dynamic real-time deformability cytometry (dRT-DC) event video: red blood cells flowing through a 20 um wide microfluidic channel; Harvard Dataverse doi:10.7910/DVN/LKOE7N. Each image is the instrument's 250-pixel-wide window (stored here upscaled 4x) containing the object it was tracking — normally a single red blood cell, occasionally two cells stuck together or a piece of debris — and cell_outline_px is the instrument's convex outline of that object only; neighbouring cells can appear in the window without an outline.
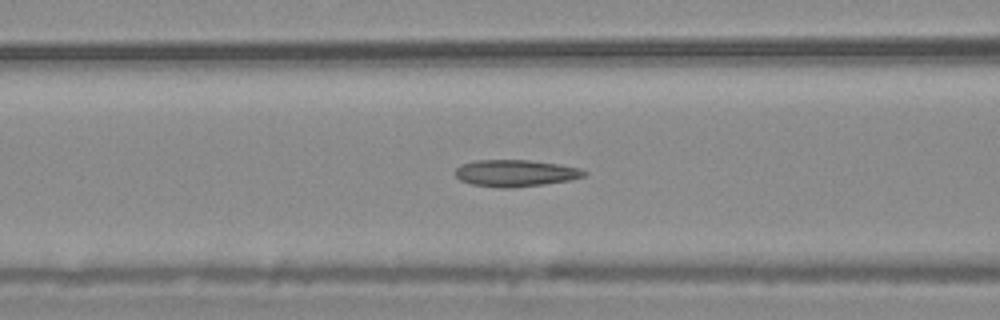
{"species": "common noctule bat (a hibernating species)", "species_latin": "Nyctalus noctula", "temperature_condition": "warm", "stored_images_in_passage": 56, "segment_of_instrument_passage": [1, 2], "camera_frame_rate_fps": 3000, "um_per_image_px": 0.085, "animal": {"sex": "male", "body_mass_g": 20.4}, "frame": {"image": 1, "passage_image": 22, "time_ms": 7.0, "image_size_px": [1000, 320], "cell_outline_px": [[588, 172], [584, 176], [568, 180], [544, 184], [512, 188], [504, 188], [472, 184], [460, 180], [452, 172], [460, 164], [476, 160], [528, 160], [560, 164], [580, 168]], "centroid_in_image_um": [43.78, 14.71], "position_along_channel_um": 122.8, "area_um2": 20.17}}
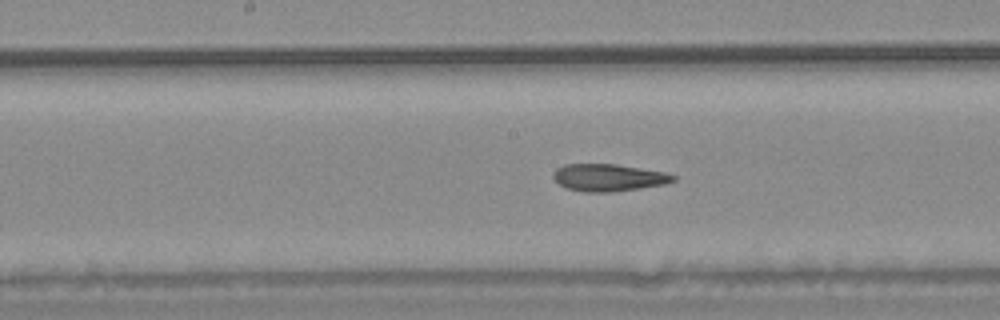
{"frame": {"image": 2, "passage_image": 28, "time_ms": 9.0, "image_size_px": [1000, 320], "cell_outline_px": [[676, 180], [664, 184], [640, 188], [612, 192], [584, 192], [568, 188], [560, 184], [552, 176], [556, 168], [564, 164], [616, 164], [664, 172], [676, 176]], "centroid_in_image_um": [51.72, 15.09], "position_along_channel_um": 196.5, "area_um2": 18.9}}
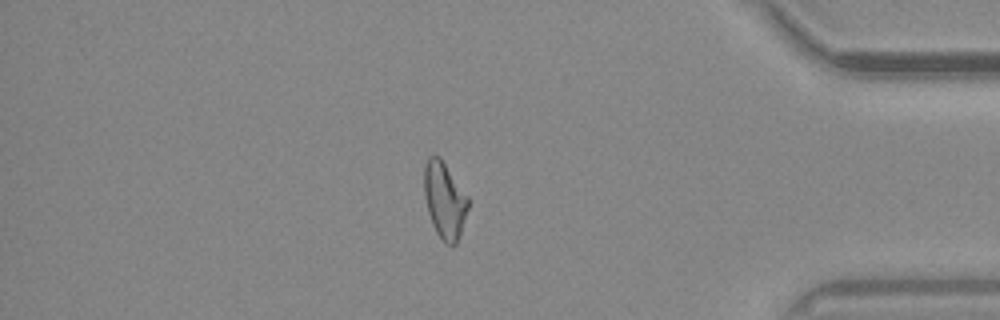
{"frame": {"image": 3, "passage_image": 47, "time_ms": 15.333, "image_size_px": [1000, 320], "cell_outline_px": [[468, 208], [456, 244], [452, 248], [444, 244], [436, 232], [432, 224], [428, 212], [424, 196], [424, 164], [428, 156], [440, 156], [468, 196]], "centroid_in_image_um": [37.77, 17.02], "position_along_channel_um": 397.4, "area_um2": 19.71}}